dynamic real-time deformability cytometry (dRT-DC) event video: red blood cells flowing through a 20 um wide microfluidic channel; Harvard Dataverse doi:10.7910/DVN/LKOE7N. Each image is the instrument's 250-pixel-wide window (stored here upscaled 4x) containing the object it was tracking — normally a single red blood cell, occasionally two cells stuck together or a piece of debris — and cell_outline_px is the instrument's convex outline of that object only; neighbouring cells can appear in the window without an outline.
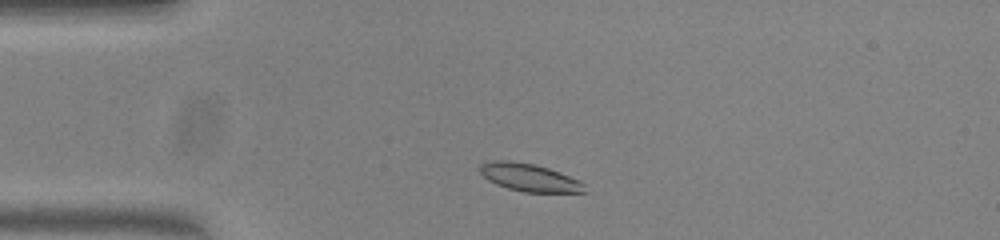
{"species": "common noctule bat (a hibernating species)", "species_latin": "Nyctalus noctula", "temperature_condition": "warm", "stored_images_in_passage": 42, "camera_frame_rate_fps": 3000, "um_per_image_px": 0.085, "animal": {"sex": "female", "body_mass_g": 23.0, "forearm_length_mm": 53.4}, "frame": {"image": 1, "passage_image": 1, "time_ms": 0.0, "image_size_px": [1000, 240], "cell_outline_px": [[584, 192], [524, 192], [508, 188], [496, 184], [488, 180], [480, 172], [480, 164], [496, 160], [508, 160], [536, 164], [560, 172], [584, 184]], "centroid_in_image_um": [44.95, 15.08], "position_along_channel_um": 40.0, "area_um2": 16.65}}
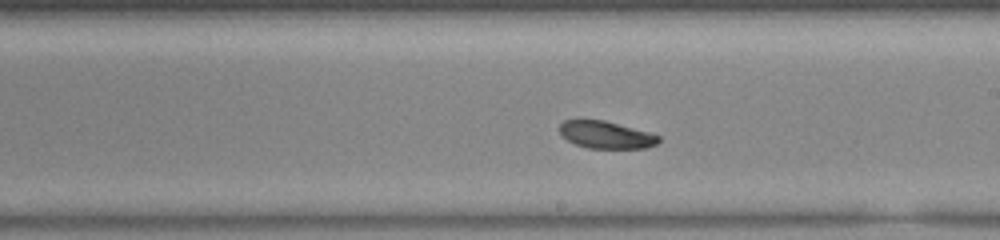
{"frame": {"image": 2, "passage_image": 19, "time_ms": 6.0, "image_size_px": [1000, 240], "cell_outline_px": [[660, 140], [656, 144], [648, 148], [588, 148], [576, 144], [560, 136], [560, 124], [564, 120], [580, 116], [604, 120], [648, 132], [660, 136]], "centroid_in_image_um": [51.43, 11.42], "position_along_channel_um": 237.6, "area_um2": 16.24}}
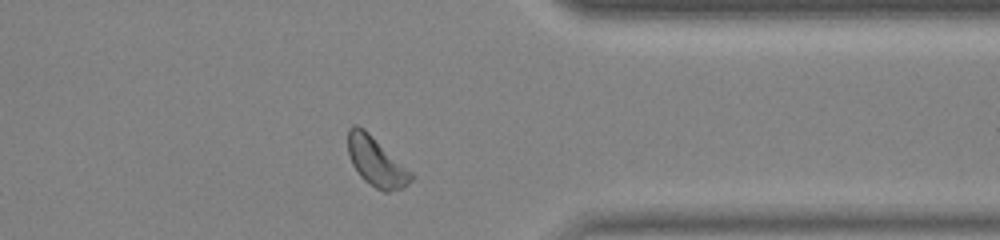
{"frame": {"image": 3, "passage_image": 31, "time_ms": 10.0, "image_size_px": [1000, 240], "cell_outline_px": [[412, 180], [404, 188], [388, 192], [384, 192], [376, 188], [364, 180], [360, 176], [352, 164], [348, 152], [348, 128], [352, 124], [356, 124], [364, 128], [412, 172]], "centroid_in_image_um": [31.97, 13.74], "position_along_channel_um": 379.4, "area_um2": 18.09}, "authors_computed_cell_mechanics": {"area_um2": 17.1377, "velocity_mm_per_s": 3.7778, "shape_relaxation_time_tau1_ms": 2.02, "shape_relaxation_time_tau2_ms": 6.326, "deformation_change_tau1": 0.0781, "deformation_change_tau2": 0.1027}}